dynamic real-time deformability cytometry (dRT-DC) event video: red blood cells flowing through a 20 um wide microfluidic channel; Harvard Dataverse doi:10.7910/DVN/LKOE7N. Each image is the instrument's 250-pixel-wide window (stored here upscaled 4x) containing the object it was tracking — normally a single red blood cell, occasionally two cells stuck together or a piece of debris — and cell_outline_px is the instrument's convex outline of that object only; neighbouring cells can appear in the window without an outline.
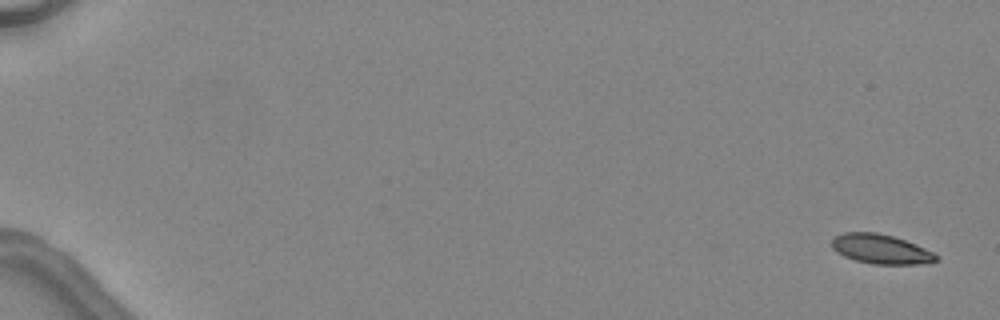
{"species": "common noctule bat (a hibernating species)", "species_latin": "Nyctalus noctula", "temperature_condition": "warm", "stored_images_in_passage": 5, "camera_frame_rate_fps": 3000, "um_per_image_px": 0.085, "animal": {"sex": "female", "body_mass_g": 24.6, "forearm_length_mm": 56.2}, "frame": {"image": 1, "passage_image": 1, "time_ms": 0.0, "image_size_px": [1000, 320], "cell_outline_px": [[940, 260], [920, 264], [872, 264], [856, 260], [844, 256], [836, 252], [832, 248], [832, 236], [844, 232], [876, 232], [892, 236], [916, 244], [940, 256]], "centroid_in_image_um": [74.86, 21.17], "position_along_channel_um": 10.1, "area_um2": 18.03}}
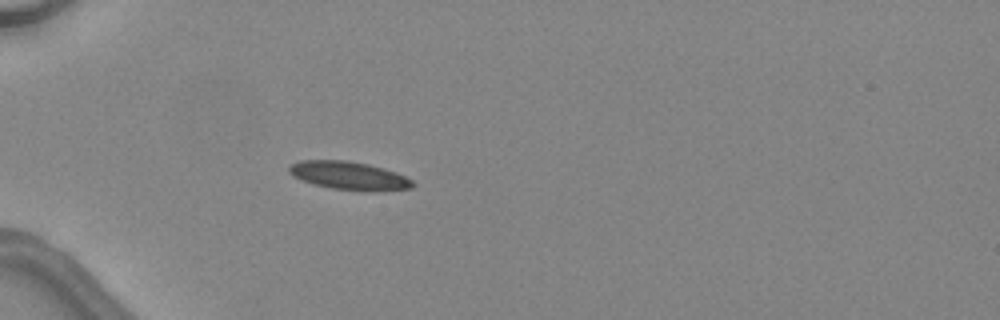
{"frame": {"image": 2, "passage_image": 5, "time_ms": 5.0, "image_size_px": [1000, 320], "cell_outline_px": [[416, 184], [412, 188], [372, 192], [332, 188], [312, 184], [292, 176], [288, 172], [288, 168], [292, 164], [300, 160], [344, 160], [368, 164], [384, 168], [396, 172], [412, 180]], "centroid_in_image_um": [29.68, 14.94], "position_along_channel_um": 55.3, "area_um2": 20.46}}